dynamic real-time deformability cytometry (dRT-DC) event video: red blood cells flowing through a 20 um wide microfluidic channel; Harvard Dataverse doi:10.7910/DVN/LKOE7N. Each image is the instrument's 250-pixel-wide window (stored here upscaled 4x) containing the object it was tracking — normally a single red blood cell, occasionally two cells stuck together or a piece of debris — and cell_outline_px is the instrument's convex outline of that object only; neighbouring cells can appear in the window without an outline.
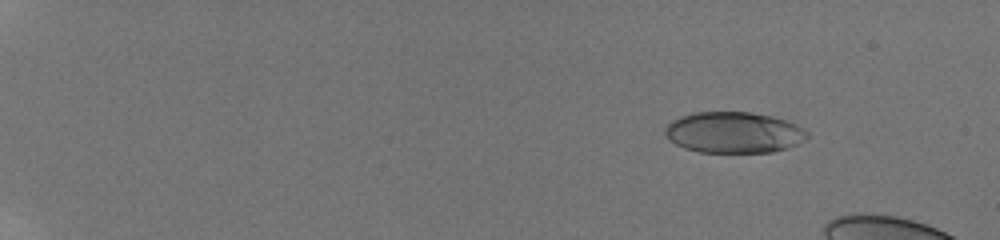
{"species": "human", "species_latin": "Homo sapiens", "temperature_condition": "room temperature", "stored_images_in_passage": 8, "camera_frame_rate_fps": 3000, "um_per_image_px": 0.085, "donor": {"sex": "male"}, "frame": {"image": 1, "passage_image": 2, "time_ms": 0.667, "image_size_px": [1000, 240], "cell_outline_px": [[808, 136], [804, 140], [788, 148], [772, 152], [700, 152], [684, 148], [668, 140], [664, 136], [664, 128], [672, 120], [680, 116], [692, 112], [752, 112], [772, 116], [788, 120], [804, 128], [808, 132]], "centroid_in_image_um": [62.35, 11.25], "position_along_channel_um": 22.6, "area_um2": 34.39}}